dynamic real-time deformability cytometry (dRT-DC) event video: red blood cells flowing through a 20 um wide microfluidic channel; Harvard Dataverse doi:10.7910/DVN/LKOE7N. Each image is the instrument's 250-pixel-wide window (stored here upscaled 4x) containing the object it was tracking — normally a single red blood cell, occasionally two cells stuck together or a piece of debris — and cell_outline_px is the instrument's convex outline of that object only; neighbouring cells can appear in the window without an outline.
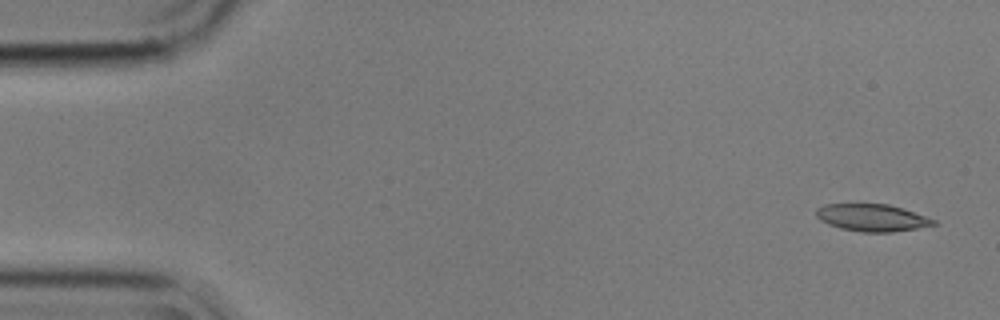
{"species": "common noctule bat (a hibernating species)", "species_latin": "Nyctalus noctula", "temperature_condition": "cold", "stored_images_in_passage": 12, "camera_frame_rate_fps": 3000, "um_per_image_px": 0.085, "animal": {"sex": "male", "body_mass_g": 17.9}, "frame": {"image": 1, "passage_image": 1, "time_ms": 0.0, "image_size_px": [1000, 320], "cell_outline_px": [[936, 224], [916, 228], [892, 232], [864, 232], [840, 228], [828, 224], [820, 220], [816, 216], [816, 208], [824, 204], [888, 204], [936, 220]], "centroid_in_image_um": [74.06, 18.5], "position_along_channel_um": 10.9, "area_um2": 18.32}}
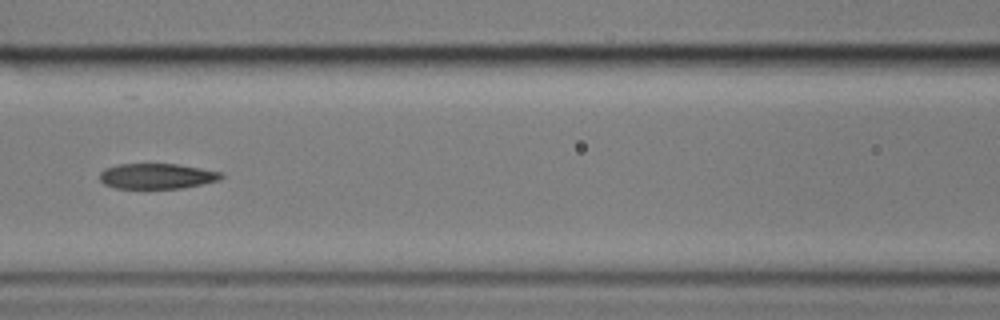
{"frame": {"image": 2, "passage_image": 6, "time_ms": 1.667, "image_size_px": [1000, 320], "cell_outline_px": [[224, 176], [220, 180], [180, 188], [116, 188], [104, 184], [100, 180], [100, 172], [104, 168], [120, 164], [176, 164], [224, 172]], "centroid_in_image_um": [13.34, 14.96], "position_along_channel_um": 153.3, "area_um2": 17.92}}
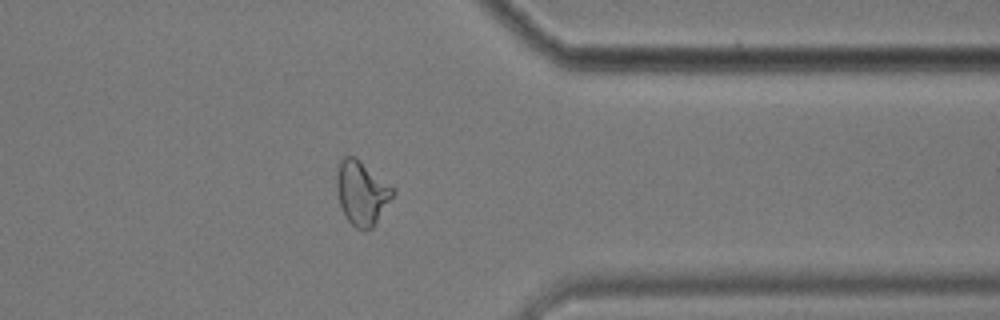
{"frame": {"image": 3, "passage_image": 12, "time_ms": 3.667, "image_size_px": [1000, 320], "cell_outline_px": [[396, 192], [372, 228], [356, 228], [344, 216], [340, 204], [336, 188], [336, 172], [340, 160], [344, 156], [356, 156], [396, 188]], "centroid_in_image_um": [30.76, 16.34], "position_along_channel_um": 380.6, "area_um2": 21.15}}